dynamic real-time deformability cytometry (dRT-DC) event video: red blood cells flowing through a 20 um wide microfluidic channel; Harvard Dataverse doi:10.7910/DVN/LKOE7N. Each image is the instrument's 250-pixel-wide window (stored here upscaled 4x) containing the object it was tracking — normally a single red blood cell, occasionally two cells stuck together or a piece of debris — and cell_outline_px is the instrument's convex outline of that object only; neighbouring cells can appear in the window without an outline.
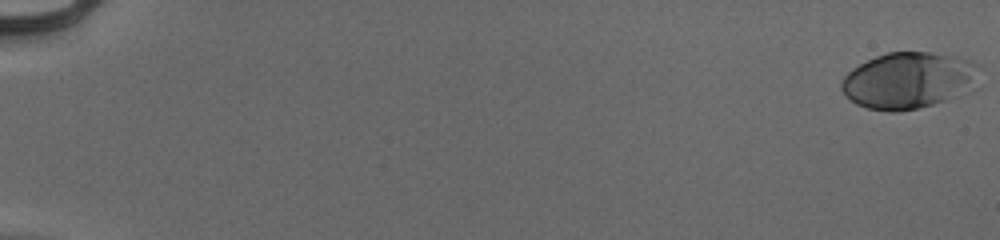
{"species": "human", "species_latin": "Homo sapiens", "temperature_condition": "cold", "stored_images_in_passage": 55, "camera_frame_rate_fps": 3000, "um_per_image_px": 0.085, "donor": {"sex": "male"}, "frame": {"image": 1, "passage_image": 1, "time_ms": 0.0, "image_size_px": [1000, 240], "cell_outline_px": [[980, 88], [932, 104], [900, 112], [888, 112], [868, 108], [856, 104], [840, 88], [840, 84], [844, 76], [852, 68], [876, 56], [888, 52], [928, 52], [960, 56], [972, 60], [980, 64]], "centroid_in_image_um": [77.34, 6.82], "position_along_channel_um": 7.7, "area_um2": 46.12}}
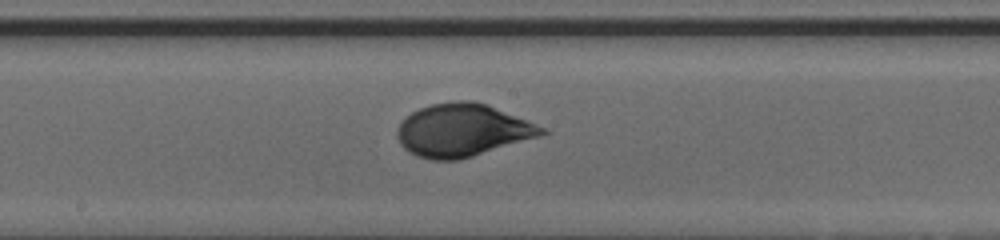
{"frame": {"image": 2, "passage_image": 32, "time_ms": 10.333, "image_size_px": [1000, 240], "cell_outline_px": [[548, 132], [536, 136], [460, 160], [432, 160], [416, 156], [408, 152], [400, 144], [396, 136], [396, 128], [412, 112], [420, 108], [432, 104], [456, 100], [472, 100], [488, 104], [548, 128]], "centroid_in_image_um": [39.28, 11.06], "position_along_channel_um": 208.9, "area_um2": 44.27}}
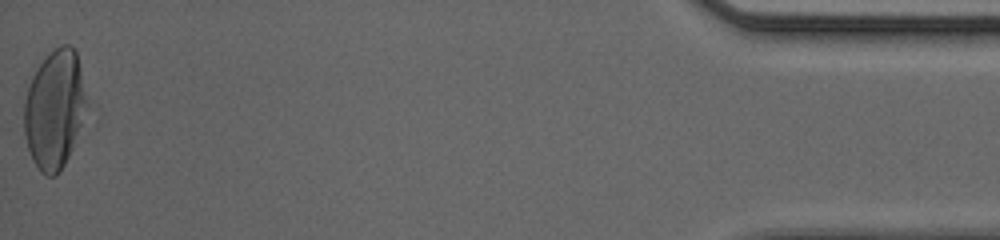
{"frame": {"image": 3, "passage_image": 55, "time_ms": 18.0, "image_size_px": [1000, 240], "cell_outline_px": [[88, 104], [84, 124], [60, 172], [56, 176], [44, 176], [40, 172], [32, 160], [24, 136], [24, 100], [32, 76], [36, 68], [60, 44], [68, 44], [76, 52], [80, 68]], "centroid_in_image_um": [4.65, 9.34], "position_along_channel_um": 430.6, "area_um2": 43.52}, "authors_computed_cell_mechanics": {"area_um2": 42.6564, "velocity_mm_per_s": 3.9468, "shape_relaxation_time_tau1_ms": 3.3791, "shape_relaxation_time_tau2_ms": null, "deformation_change_tau1": 0.1545, "deformation_change_tau2": null}}